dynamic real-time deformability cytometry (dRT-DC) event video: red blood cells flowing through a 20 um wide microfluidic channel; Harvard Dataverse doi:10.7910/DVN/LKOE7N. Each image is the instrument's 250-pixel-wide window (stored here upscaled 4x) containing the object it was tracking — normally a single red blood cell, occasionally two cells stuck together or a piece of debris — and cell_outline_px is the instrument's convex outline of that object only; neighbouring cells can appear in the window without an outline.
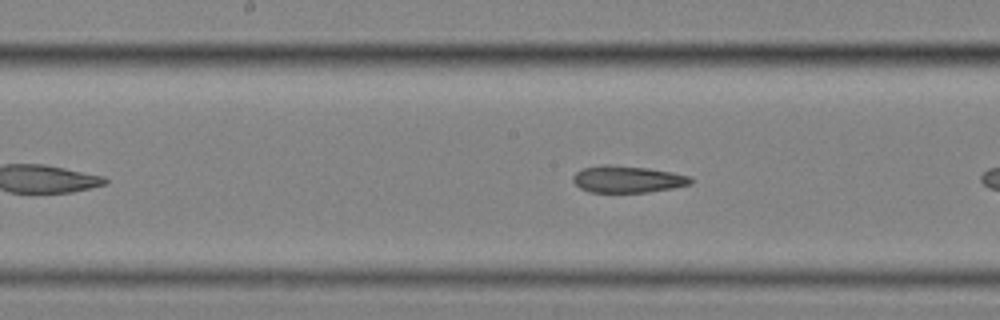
{"species": "common noctule bat (a hibernating species)", "species_latin": "Nyctalus noctula", "temperature_condition": "cold", "stored_images_in_passage": 14, "camera_frame_rate_fps": 3000, "um_per_image_px": 0.085, "animal": {"sex": "female", "body_mass_g": 25.1}, "frame": {"image": 1, "passage_image": 12, "time_ms": 3.667, "image_size_px": [1000, 320], "cell_outline_px": [[696, 180], [692, 184], [672, 188], [648, 192], [592, 192], [580, 188], [572, 180], [572, 176], [576, 172], [584, 168], [604, 164], [612, 164], [648, 168], [672, 172], [692, 176]], "centroid_in_image_um": [53.39, 15.22], "position_along_channel_um": 194.8, "area_um2": 18.61}}